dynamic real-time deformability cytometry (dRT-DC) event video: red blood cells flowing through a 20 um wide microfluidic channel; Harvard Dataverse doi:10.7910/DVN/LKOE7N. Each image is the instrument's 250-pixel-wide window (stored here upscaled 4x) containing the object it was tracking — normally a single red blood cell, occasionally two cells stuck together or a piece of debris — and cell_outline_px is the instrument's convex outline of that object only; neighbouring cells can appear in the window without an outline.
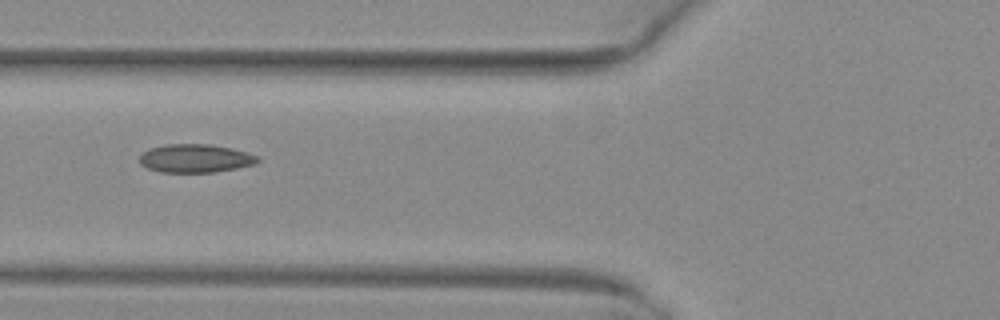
{"species": "common noctule bat (a hibernating species)", "species_latin": "Nyctalus noctula", "temperature_condition": "warm", "stored_images_in_passage": 5, "camera_frame_rate_fps": 3000, "um_per_image_px": 0.085, "animal": {"sex": "female", "body_mass_g": 29.2, "forearm_length_mm": 56.3}, "frame": {"image": 1, "passage_image": 5, "time_ms": 1.333, "image_size_px": [1000, 320], "cell_outline_px": [[260, 160], [256, 164], [216, 172], [160, 172], [148, 168], [140, 164], [140, 156], [148, 148], [164, 144], [208, 144], [232, 148], [248, 152], [260, 156]], "centroid_in_image_um": [16.63, 13.45], "position_along_channel_um": 109.2, "area_um2": 19.71}}